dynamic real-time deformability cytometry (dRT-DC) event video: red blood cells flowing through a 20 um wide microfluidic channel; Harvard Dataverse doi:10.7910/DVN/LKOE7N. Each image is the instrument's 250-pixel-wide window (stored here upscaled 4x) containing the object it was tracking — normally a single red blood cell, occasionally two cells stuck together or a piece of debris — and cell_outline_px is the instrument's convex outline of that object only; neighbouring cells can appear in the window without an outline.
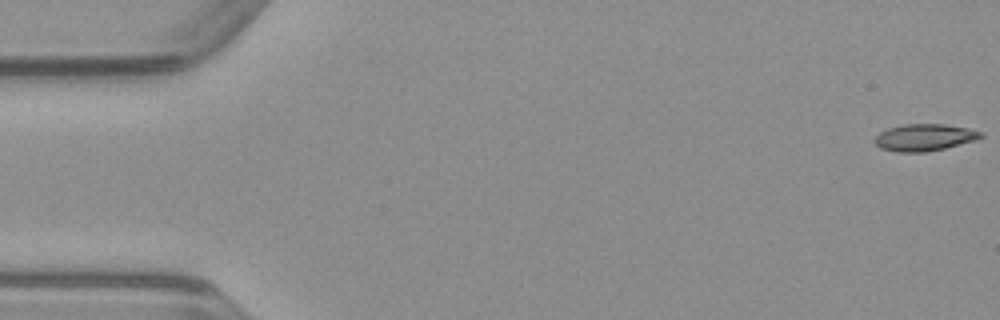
{"species": "common noctule bat (a hibernating species)", "species_latin": "Nyctalus noctula", "temperature_condition": "warm", "stored_images_in_passage": 50, "camera_frame_rate_fps": 3000, "um_per_image_px": 0.085, "animal": {"sex": "male", "body_mass_g": 23.1, "forearm_length_mm": 52.7}, "frame": {"image": 1, "passage_image": 1, "time_ms": 0.0, "image_size_px": [1000, 320], "cell_outline_px": [[984, 136], [976, 140], [928, 152], [896, 152], [880, 148], [872, 140], [880, 132], [888, 128], [904, 124], [944, 124], [968, 128], [984, 132]], "centroid_in_image_um": [78.58, 11.68], "position_along_channel_um": 6.4, "area_um2": 16.76}}
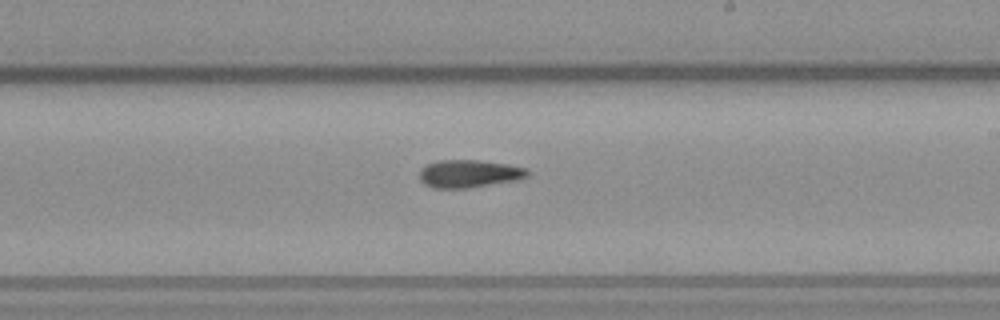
{"frame": {"image": 2, "passage_image": 29, "time_ms": 9.333, "image_size_px": [1000, 320], "cell_outline_px": [[528, 176], [516, 180], [468, 188], [432, 188], [424, 184], [420, 180], [420, 168], [428, 164], [440, 160], [480, 160], [508, 164], [528, 168]], "centroid_in_image_um": [39.86, 14.76], "position_along_channel_um": 249.1, "area_um2": 17.51}}
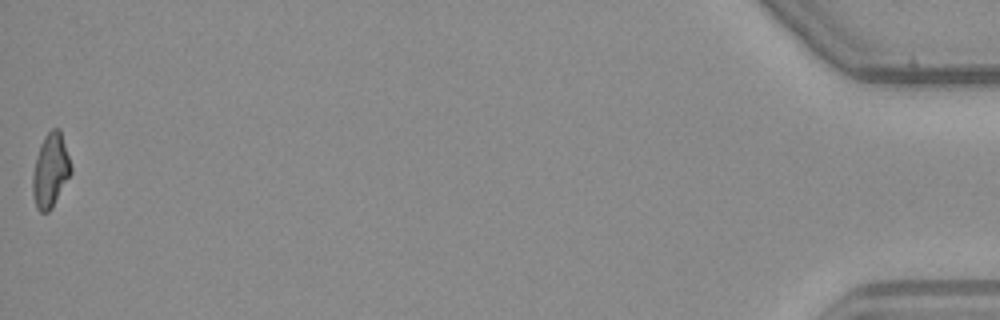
{"frame": {"image": 3, "passage_image": 50, "time_ms": 16.333, "image_size_px": [1000, 320], "cell_outline_px": [[72, 172], [52, 208], [48, 212], [40, 212], [36, 208], [32, 192], [32, 176], [36, 156], [40, 144], [44, 136], [52, 128], [60, 128], [72, 168]], "centroid_in_image_um": [4.28, 14.49], "position_along_channel_um": 430.9, "area_um2": 16.59}}